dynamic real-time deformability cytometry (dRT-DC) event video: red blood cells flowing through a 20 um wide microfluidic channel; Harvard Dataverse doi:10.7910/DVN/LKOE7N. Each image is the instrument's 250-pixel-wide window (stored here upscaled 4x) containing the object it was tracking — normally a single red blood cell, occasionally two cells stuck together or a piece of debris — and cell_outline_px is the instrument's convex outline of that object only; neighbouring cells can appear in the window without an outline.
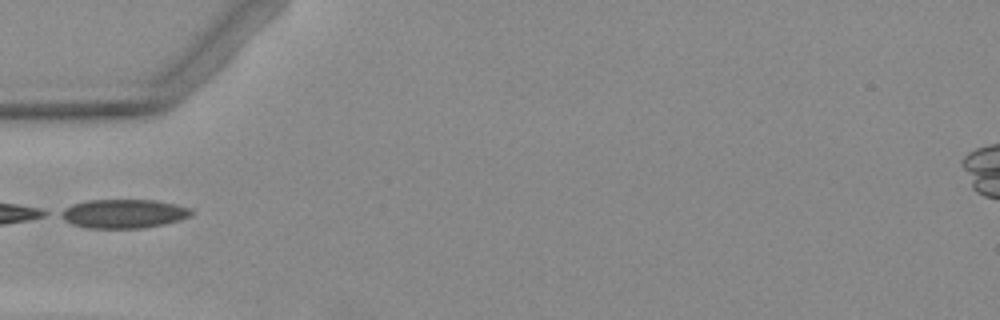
{"species": "Egyptian fruit bat (a non-hibernating species)", "species_latin": "Rousettus aegyptiacus", "temperature_condition": "warm", "stored_images_in_passage": 2, "camera_frame_rate_fps": 3000, "um_per_image_px": 0.085, "animal": {"sex": "female"}, "frame": {"image": 1, "passage_image": 2, "time_ms": 1.0, "image_size_px": [1000, 320], "cell_outline_px": [[192, 216], [180, 220], [164, 224], [140, 228], [88, 228], [72, 224], [56, 216], [56, 212], [72, 204], [88, 200], [156, 200], [176, 204], [192, 208]], "centroid_in_image_um": [10.47, 18.16], "position_along_channel_um": 74.5, "area_um2": 22.31}}